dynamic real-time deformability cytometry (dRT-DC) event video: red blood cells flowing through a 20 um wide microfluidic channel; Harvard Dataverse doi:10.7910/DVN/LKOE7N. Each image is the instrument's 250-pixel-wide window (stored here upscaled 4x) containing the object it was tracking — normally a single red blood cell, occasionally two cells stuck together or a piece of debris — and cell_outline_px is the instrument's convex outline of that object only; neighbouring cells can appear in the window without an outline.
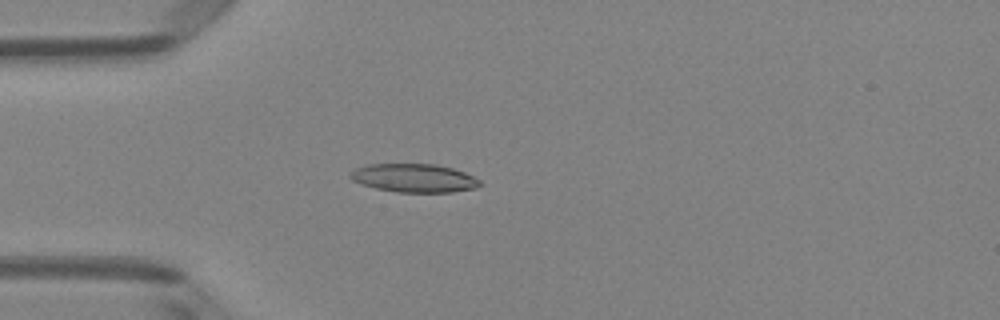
{"species": "Egyptian fruit bat (a non-hibernating species)", "species_latin": "Rousettus aegyptiacus", "temperature_condition": "room temperature", "stored_images_in_passage": 46, "camera_frame_rate_fps": 3000, "um_per_image_px": 0.085, "animal": {"sex": "female"}, "frame": {"image": 1, "passage_image": 10, "time_ms": 3.0, "image_size_px": [1000, 320], "cell_outline_px": [[480, 184], [476, 188], [452, 192], [396, 192], [376, 188], [360, 184], [352, 180], [348, 176], [348, 172], [356, 168], [368, 164], [436, 164], [452, 168], [464, 172], [480, 180]], "centroid_in_image_um": [35.15, 15.13], "position_along_channel_um": 49.8, "area_um2": 21.56}}
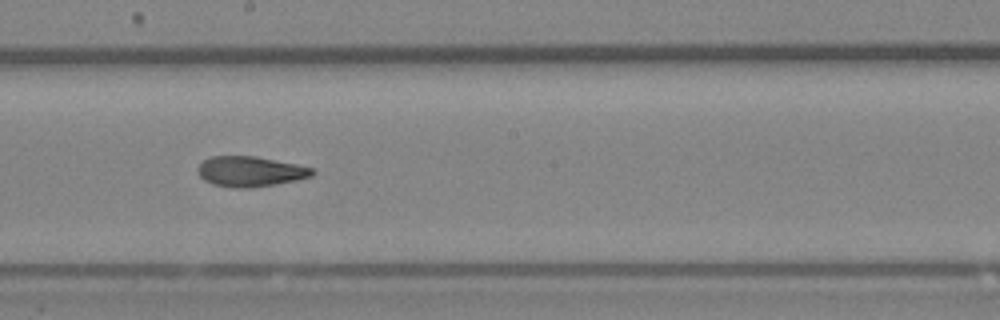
{"frame": {"image": 2, "passage_image": 24, "time_ms": 7.667, "image_size_px": [1000, 320], "cell_outline_px": [[316, 172], [312, 176], [296, 180], [276, 184], [252, 188], [232, 188], [212, 184], [204, 180], [196, 172], [196, 168], [204, 160], [212, 156], [256, 156], [296, 164], [312, 168]], "centroid_in_image_um": [21.25, 14.58], "position_along_channel_um": 227.0, "area_um2": 20.35}}
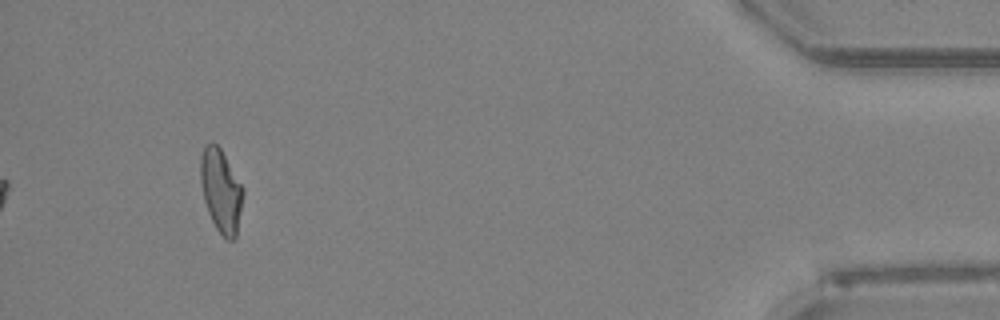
{"frame": {"image": 3, "passage_image": 43, "time_ms": 14.0, "image_size_px": [1000, 320], "cell_outline_px": [[244, 192], [236, 236], [232, 240], [228, 240], [216, 228], [208, 212], [204, 200], [200, 180], [200, 156], [204, 144], [212, 140], [220, 148], [244, 188]], "centroid_in_image_um": [18.77, 16.16], "position_along_channel_um": 416.4, "area_um2": 20.63}, "authors_computed_cell_mechanics": {"area_um2": 20.6346, "velocity_mm_per_s": 4.0752, "shape_relaxation_time_tau1_ms": null, "shape_relaxation_time_tau2_ms": 2.84, "deformation_change_tau1": null, "deformation_change_tau2": 0.0966}}